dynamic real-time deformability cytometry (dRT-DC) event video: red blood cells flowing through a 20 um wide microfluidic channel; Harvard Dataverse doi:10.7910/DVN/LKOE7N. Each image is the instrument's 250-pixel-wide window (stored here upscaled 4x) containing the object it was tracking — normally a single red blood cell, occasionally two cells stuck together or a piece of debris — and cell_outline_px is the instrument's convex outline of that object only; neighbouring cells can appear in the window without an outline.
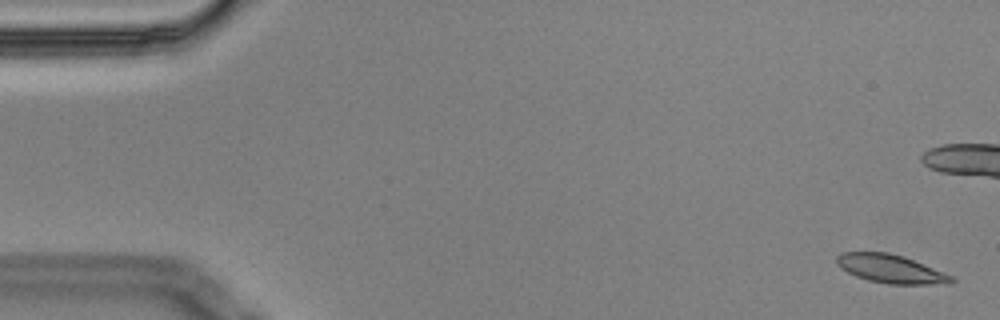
{"species": "Egyptian fruit bat (a non-hibernating species)", "species_latin": "Rousettus aegyptiacus", "temperature_condition": "cold", "stored_images_in_passage": 16, "camera_frame_rate_fps": 3000, "um_per_image_px": 0.085, "animal": {"sex": "male"}, "frame": {"image": 1, "passage_image": 1, "time_ms": 0.0, "image_size_px": [1000, 320], "cell_outline_px": [[956, 280], [952, 284], [888, 284], [868, 280], [856, 276], [840, 268], [836, 264], [836, 256], [840, 252], [888, 252], [904, 256], [952, 276]], "centroid_in_image_um": [75.69, 22.85], "position_along_channel_um": 9.3, "area_um2": 19.07}}
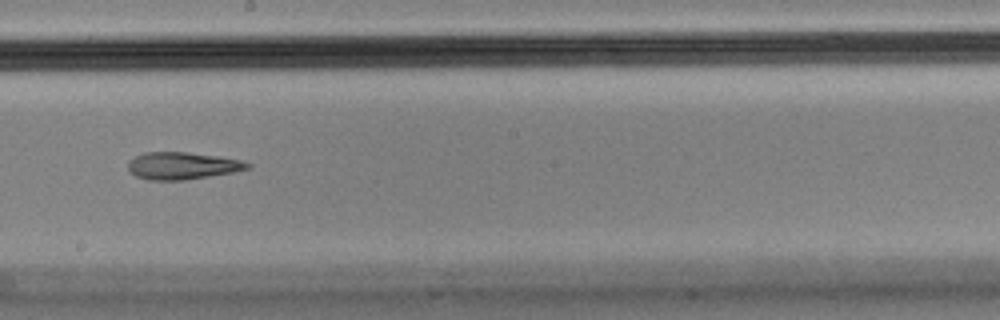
{"frame": {"image": 2, "passage_image": 10, "time_ms": 3.0, "image_size_px": [1000, 320], "cell_outline_px": [[252, 164], [248, 168], [232, 172], [184, 180], [148, 180], [136, 176], [128, 172], [128, 160], [144, 152], [188, 152], [216, 156], [240, 160]], "centroid_in_image_um": [15.43, 14.09], "position_along_channel_um": 232.8, "area_um2": 18.84}}